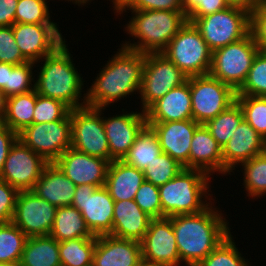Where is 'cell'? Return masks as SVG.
Returning <instances> with one entry per match:
<instances>
[{
    "mask_svg": "<svg viewBox=\"0 0 266 266\" xmlns=\"http://www.w3.org/2000/svg\"><path fill=\"white\" fill-rule=\"evenodd\" d=\"M212 202L201 212L171 217L181 263L197 266L230 232L229 222Z\"/></svg>",
    "mask_w": 266,
    "mask_h": 266,
    "instance_id": "cell-1",
    "label": "cell"
},
{
    "mask_svg": "<svg viewBox=\"0 0 266 266\" xmlns=\"http://www.w3.org/2000/svg\"><path fill=\"white\" fill-rule=\"evenodd\" d=\"M105 64L86 93V105L106 108L127 95L138 93L141 87L145 53L121 45Z\"/></svg>",
    "mask_w": 266,
    "mask_h": 266,
    "instance_id": "cell-2",
    "label": "cell"
},
{
    "mask_svg": "<svg viewBox=\"0 0 266 266\" xmlns=\"http://www.w3.org/2000/svg\"><path fill=\"white\" fill-rule=\"evenodd\" d=\"M65 42L41 61L36 62L37 64L44 61V64L40 67L38 78L35 80V91L41 96L60 100L71 109H75L86 106V93L81 98L85 81L74 66Z\"/></svg>",
    "mask_w": 266,
    "mask_h": 266,
    "instance_id": "cell-3",
    "label": "cell"
},
{
    "mask_svg": "<svg viewBox=\"0 0 266 266\" xmlns=\"http://www.w3.org/2000/svg\"><path fill=\"white\" fill-rule=\"evenodd\" d=\"M125 29L137 42L127 41L123 47L141 53L162 52L188 21L184 11L131 10Z\"/></svg>",
    "mask_w": 266,
    "mask_h": 266,
    "instance_id": "cell-4",
    "label": "cell"
},
{
    "mask_svg": "<svg viewBox=\"0 0 266 266\" xmlns=\"http://www.w3.org/2000/svg\"><path fill=\"white\" fill-rule=\"evenodd\" d=\"M209 176L199 169L184 168L172 180L159 186L162 218L203 211L210 204L206 200H214L208 198L209 180L212 179Z\"/></svg>",
    "mask_w": 266,
    "mask_h": 266,
    "instance_id": "cell-5",
    "label": "cell"
},
{
    "mask_svg": "<svg viewBox=\"0 0 266 266\" xmlns=\"http://www.w3.org/2000/svg\"><path fill=\"white\" fill-rule=\"evenodd\" d=\"M212 50L191 22H186L162 51L187 77L208 75Z\"/></svg>",
    "mask_w": 266,
    "mask_h": 266,
    "instance_id": "cell-6",
    "label": "cell"
},
{
    "mask_svg": "<svg viewBox=\"0 0 266 266\" xmlns=\"http://www.w3.org/2000/svg\"><path fill=\"white\" fill-rule=\"evenodd\" d=\"M199 30L209 48L214 51L237 42L250 33V12L229 6L200 18H187Z\"/></svg>",
    "mask_w": 266,
    "mask_h": 266,
    "instance_id": "cell-7",
    "label": "cell"
},
{
    "mask_svg": "<svg viewBox=\"0 0 266 266\" xmlns=\"http://www.w3.org/2000/svg\"><path fill=\"white\" fill-rule=\"evenodd\" d=\"M259 51L249 33L243 39L212 52L209 75L237 91L243 85Z\"/></svg>",
    "mask_w": 266,
    "mask_h": 266,
    "instance_id": "cell-8",
    "label": "cell"
},
{
    "mask_svg": "<svg viewBox=\"0 0 266 266\" xmlns=\"http://www.w3.org/2000/svg\"><path fill=\"white\" fill-rule=\"evenodd\" d=\"M188 77L162 52L145 53L139 94L145 112L171 89L186 83Z\"/></svg>",
    "mask_w": 266,
    "mask_h": 266,
    "instance_id": "cell-9",
    "label": "cell"
},
{
    "mask_svg": "<svg viewBox=\"0 0 266 266\" xmlns=\"http://www.w3.org/2000/svg\"><path fill=\"white\" fill-rule=\"evenodd\" d=\"M106 108L83 106L71 109V147L79 152L110 162V150L101 114Z\"/></svg>",
    "mask_w": 266,
    "mask_h": 266,
    "instance_id": "cell-10",
    "label": "cell"
},
{
    "mask_svg": "<svg viewBox=\"0 0 266 266\" xmlns=\"http://www.w3.org/2000/svg\"><path fill=\"white\" fill-rule=\"evenodd\" d=\"M192 119L205 124L236 101V91L211 75L189 77Z\"/></svg>",
    "mask_w": 266,
    "mask_h": 266,
    "instance_id": "cell-11",
    "label": "cell"
},
{
    "mask_svg": "<svg viewBox=\"0 0 266 266\" xmlns=\"http://www.w3.org/2000/svg\"><path fill=\"white\" fill-rule=\"evenodd\" d=\"M18 139L46 162L54 163L72 144L70 114L62 120L33 123L18 133Z\"/></svg>",
    "mask_w": 266,
    "mask_h": 266,
    "instance_id": "cell-12",
    "label": "cell"
},
{
    "mask_svg": "<svg viewBox=\"0 0 266 266\" xmlns=\"http://www.w3.org/2000/svg\"><path fill=\"white\" fill-rule=\"evenodd\" d=\"M72 206L81 212L94 236L112 232L114 200L105 186L77 185Z\"/></svg>",
    "mask_w": 266,
    "mask_h": 266,
    "instance_id": "cell-13",
    "label": "cell"
},
{
    "mask_svg": "<svg viewBox=\"0 0 266 266\" xmlns=\"http://www.w3.org/2000/svg\"><path fill=\"white\" fill-rule=\"evenodd\" d=\"M48 164L19 139L11 146L0 178L18 191L32 190Z\"/></svg>",
    "mask_w": 266,
    "mask_h": 266,
    "instance_id": "cell-14",
    "label": "cell"
},
{
    "mask_svg": "<svg viewBox=\"0 0 266 266\" xmlns=\"http://www.w3.org/2000/svg\"><path fill=\"white\" fill-rule=\"evenodd\" d=\"M140 244L143 263L159 266H180L181 261L171 217L151 219Z\"/></svg>",
    "mask_w": 266,
    "mask_h": 266,
    "instance_id": "cell-15",
    "label": "cell"
},
{
    "mask_svg": "<svg viewBox=\"0 0 266 266\" xmlns=\"http://www.w3.org/2000/svg\"><path fill=\"white\" fill-rule=\"evenodd\" d=\"M56 209L32 190L19 191L12 222L28 238L49 235Z\"/></svg>",
    "mask_w": 266,
    "mask_h": 266,
    "instance_id": "cell-16",
    "label": "cell"
},
{
    "mask_svg": "<svg viewBox=\"0 0 266 266\" xmlns=\"http://www.w3.org/2000/svg\"><path fill=\"white\" fill-rule=\"evenodd\" d=\"M12 29L21 54L35 63L65 41L57 24L14 23Z\"/></svg>",
    "mask_w": 266,
    "mask_h": 266,
    "instance_id": "cell-17",
    "label": "cell"
},
{
    "mask_svg": "<svg viewBox=\"0 0 266 266\" xmlns=\"http://www.w3.org/2000/svg\"><path fill=\"white\" fill-rule=\"evenodd\" d=\"M103 124L110 150V163L122 160L135 142L137 136L147 126L145 112L124 113L105 118Z\"/></svg>",
    "mask_w": 266,
    "mask_h": 266,
    "instance_id": "cell-18",
    "label": "cell"
},
{
    "mask_svg": "<svg viewBox=\"0 0 266 266\" xmlns=\"http://www.w3.org/2000/svg\"><path fill=\"white\" fill-rule=\"evenodd\" d=\"M54 163L76 186L89 184L97 187L105 185L110 164L108 160L90 156L72 147L66 150Z\"/></svg>",
    "mask_w": 266,
    "mask_h": 266,
    "instance_id": "cell-19",
    "label": "cell"
},
{
    "mask_svg": "<svg viewBox=\"0 0 266 266\" xmlns=\"http://www.w3.org/2000/svg\"><path fill=\"white\" fill-rule=\"evenodd\" d=\"M200 124L194 120L147 123L157 134L161 150L189 169V153L193 134Z\"/></svg>",
    "mask_w": 266,
    "mask_h": 266,
    "instance_id": "cell-20",
    "label": "cell"
},
{
    "mask_svg": "<svg viewBox=\"0 0 266 266\" xmlns=\"http://www.w3.org/2000/svg\"><path fill=\"white\" fill-rule=\"evenodd\" d=\"M142 263L139 241L112 235L96 236L92 266H140Z\"/></svg>",
    "mask_w": 266,
    "mask_h": 266,
    "instance_id": "cell-21",
    "label": "cell"
},
{
    "mask_svg": "<svg viewBox=\"0 0 266 266\" xmlns=\"http://www.w3.org/2000/svg\"><path fill=\"white\" fill-rule=\"evenodd\" d=\"M265 140L245 121L222 148L223 174L264 152Z\"/></svg>",
    "mask_w": 266,
    "mask_h": 266,
    "instance_id": "cell-22",
    "label": "cell"
},
{
    "mask_svg": "<svg viewBox=\"0 0 266 266\" xmlns=\"http://www.w3.org/2000/svg\"><path fill=\"white\" fill-rule=\"evenodd\" d=\"M145 115L147 123L193 120L189 77L186 83L155 101Z\"/></svg>",
    "mask_w": 266,
    "mask_h": 266,
    "instance_id": "cell-23",
    "label": "cell"
},
{
    "mask_svg": "<svg viewBox=\"0 0 266 266\" xmlns=\"http://www.w3.org/2000/svg\"><path fill=\"white\" fill-rule=\"evenodd\" d=\"M151 219L134 200L114 201L113 227L109 235L140 242Z\"/></svg>",
    "mask_w": 266,
    "mask_h": 266,
    "instance_id": "cell-24",
    "label": "cell"
},
{
    "mask_svg": "<svg viewBox=\"0 0 266 266\" xmlns=\"http://www.w3.org/2000/svg\"><path fill=\"white\" fill-rule=\"evenodd\" d=\"M189 169H199L209 175L215 172L223 175L222 148L204 124H200L193 134Z\"/></svg>",
    "mask_w": 266,
    "mask_h": 266,
    "instance_id": "cell-25",
    "label": "cell"
},
{
    "mask_svg": "<svg viewBox=\"0 0 266 266\" xmlns=\"http://www.w3.org/2000/svg\"><path fill=\"white\" fill-rule=\"evenodd\" d=\"M75 187L55 163H48L32 191L58 208L72 205Z\"/></svg>",
    "mask_w": 266,
    "mask_h": 266,
    "instance_id": "cell-26",
    "label": "cell"
},
{
    "mask_svg": "<svg viewBox=\"0 0 266 266\" xmlns=\"http://www.w3.org/2000/svg\"><path fill=\"white\" fill-rule=\"evenodd\" d=\"M144 181L142 170L122 160H113L109 164L104 186L114 201L134 200L137 190Z\"/></svg>",
    "mask_w": 266,
    "mask_h": 266,
    "instance_id": "cell-27",
    "label": "cell"
},
{
    "mask_svg": "<svg viewBox=\"0 0 266 266\" xmlns=\"http://www.w3.org/2000/svg\"><path fill=\"white\" fill-rule=\"evenodd\" d=\"M36 100L35 89L28 93L5 98L0 122L17 134L20 133L24 128L33 124Z\"/></svg>",
    "mask_w": 266,
    "mask_h": 266,
    "instance_id": "cell-28",
    "label": "cell"
},
{
    "mask_svg": "<svg viewBox=\"0 0 266 266\" xmlns=\"http://www.w3.org/2000/svg\"><path fill=\"white\" fill-rule=\"evenodd\" d=\"M19 266H61L59 242L51 235L27 238Z\"/></svg>",
    "mask_w": 266,
    "mask_h": 266,
    "instance_id": "cell-29",
    "label": "cell"
},
{
    "mask_svg": "<svg viewBox=\"0 0 266 266\" xmlns=\"http://www.w3.org/2000/svg\"><path fill=\"white\" fill-rule=\"evenodd\" d=\"M58 242L92 238L94 235L87 227L81 212L74 206H63L56 209L53 227L49 233Z\"/></svg>",
    "mask_w": 266,
    "mask_h": 266,
    "instance_id": "cell-30",
    "label": "cell"
},
{
    "mask_svg": "<svg viewBox=\"0 0 266 266\" xmlns=\"http://www.w3.org/2000/svg\"><path fill=\"white\" fill-rule=\"evenodd\" d=\"M161 152L157 134L150 126H146L122 161L143 171Z\"/></svg>",
    "mask_w": 266,
    "mask_h": 266,
    "instance_id": "cell-31",
    "label": "cell"
},
{
    "mask_svg": "<svg viewBox=\"0 0 266 266\" xmlns=\"http://www.w3.org/2000/svg\"><path fill=\"white\" fill-rule=\"evenodd\" d=\"M244 120L242 109L237 101L222 111L204 125L209 130L212 137L223 148L231 139L237 127Z\"/></svg>",
    "mask_w": 266,
    "mask_h": 266,
    "instance_id": "cell-32",
    "label": "cell"
},
{
    "mask_svg": "<svg viewBox=\"0 0 266 266\" xmlns=\"http://www.w3.org/2000/svg\"><path fill=\"white\" fill-rule=\"evenodd\" d=\"M96 236L59 242L61 266H92Z\"/></svg>",
    "mask_w": 266,
    "mask_h": 266,
    "instance_id": "cell-33",
    "label": "cell"
},
{
    "mask_svg": "<svg viewBox=\"0 0 266 266\" xmlns=\"http://www.w3.org/2000/svg\"><path fill=\"white\" fill-rule=\"evenodd\" d=\"M27 236L13 223H0V263H20Z\"/></svg>",
    "mask_w": 266,
    "mask_h": 266,
    "instance_id": "cell-34",
    "label": "cell"
},
{
    "mask_svg": "<svg viewBox=\"0 0 266 266\" xmlns=\"http://www.w3.org/2000/svg\"><path fill=\"white\" fill-rule=\"evenodd\" d=\"M241 166H243V186L248 193L247 196L260 198L266 195V153L256 155Z\"/></svg>",
    "mask_w": 266,
    "mask_h": 266,
    "instance_id": "cell-35",
    "label": "cell"
},
{
    "mask_svg": "<svg viewBox=\"0 0 266 266\" xmlns=\"http://www.w3.org/2000/svg\"><path fill=\"white\" fill-rule=\"evenodd\" d=\"M244 120L266 140V97L236 95Z\"/></svg>",
    "mask_w": 266,
    "mask_h": 266,
    "instance_id": "cell-36",
    "label": "cell"
},
{
    "mask_svg": "<svg viewBox=\"0 0 266 266\" xmlns=\"http://www.w3.org/2000/svg\"><path fill=\"white\" fill-rule=\"evenodd\" d=\"M184 167L167 153L161 152L143 170L146 181L155 186H162L177 176Z\"/></svg>",
    "mask_w": 266,
    "mask_h": 266,
    "instance_id": "cell-37",
    "label": "cell"
},
{
    "mask_svg": "<svg viewBox=\"0 0 266 266\" xmlns=\"http://www.w3.org/2000/svg\"><path fill=\"white\" fill-rule=\"evenodd\" d=\"M235 244L230 234L197 266H251Z\"/></svg>",
    "mask_w": 266,
    "mask_h": 266,
    "instance_id": "cell-38",
    "label": "cell"
},
{
    "mask_svg": "<svg viewBox=\"0 0 266 266\" xmlns=\"http://www.w3.org/2000/svg\"><path fill=\"white\" fill-rule=\"evenodd\" d=\"M237 95L266 97V52L259 51Z\"/></svg>",
    "mask_w": 266,
    "mask_h": 266,
    "instance_id": "cell-39",
    "label": "cell"
},
{
    "mask_svg": "<svg viewBox=\"0 0 266 266\" xmlns=\"http://www.w3.org/2000/svg\"><path fill=\"white\" fill-rule=\"evenodd\" d=\"M47 0H19L15 13V23L57 24L51 22Z\"/></svg>",
    "mask_w": 266,
    "mask_h": 266,
    "instance_id": "cell-40",
    "label": "cell"
},
{
    "mask_svg": "<svg viewBox=\"0 0 266 266\" xmlns=\"http://www.w3.org/2000/svg\"><path fill=\"white\" fill-rule=\"evenodd\" d=\"M71 108L60 100L37 94L33 123H49L65 119Z\"/></svg>",
    "mask_w": 266,
    "mask_h": 266,
    "instance_id": "cell-41",
    "label": "cell"
},
{
    "mask_svg": "<svg viewBox=\"0 0 266 266\" xmlns=\"http://www.w3.org/2000/svg\"><path fill=\"white\" fill-rule=\"evenodd\" d=\"M35 62L27 61L26 63L15 65L11 71H8L7 78V97L28 93L35 89L33 77V66Z\"/></svg>",
    "mask_w": 266,
    "mask_h": 266,
    "instance_id": "cell-42",
    "label": "cell"
},
{
    "mask_svg": "<svg viewBox=\"0 0 266 266\" xmlns=\"http://www.w3.org/2000/svg\"><path fill=\"white\" fill-rule=\"evenodd\" d=\"M134 201L152 219L162 218V207L158 186L145 180L137 190Z\"/></svg>",
    "mask_w": 266,
    "mask_h": 266,
    "instance_id": "cell-43",
    "label": "cell"
},
{
    "mask_svg": "<svg viewBox=\"0 0 266 266\" xmlns=\"http://www.w3.org/2000/svg\"><path fill=\"white\" fill-rule=\"evenodd\" d=\"M28 60L15 42L12 26L0 27V62L20 65Z\"/></svg>",
    "mask_w": 266,
    "mask_h": 266,
    "instance_id": "cell-44",
    "label": "cell"
},
{
    "mask_svg": "<svg viewBox=\"0 0 266 266\" xmlns=\"http://www.w3.org/2000/svg\"><path fill=\"white\" fill-rule=\"evenodd\" d=\"M187 18H200L221 11L230 5L226 0H182Z\"/></svg>",
    "mask_w": 266,
    "mask_h": 266,
    "instance_id": "cell-45",
    "label": "cell"
},
{
    "mask_svg": "<svg viewBox=\"0 0 266 266\" xmlns=\"http://www.w3.org/2000/svg\"><path fill=\"white\" fill-rule=\"evenodd\" d=\"M250 33L258 48L266 52V0L250 12Z\"/></svg>",
    "mask_w": 266,
    "mask_h": 266,
    "instance_id": "cell-46",
    "label": "cell"
},
{
    "mask_svg": "<svg viewBox=\"0 0 266 266\" xmlns=\"http://www.w3.org/2000/svg\"><path fill=\"white\" fill-rule=\"evenodd\" d=\"M19 191L0 178V223L12 222Z\"/></svg>",
    "mask_w": 266,
    "mask_h": 266,
    "instance_id": "cell-47",
    "label": "cell"
},
{
    "mask_svg": "<svg viewBox=\"0 0 266 266\" xmlns=\"http://www.w3.org/2000/svg\"><path fill=\"white\" fill-rule=\"evenodd\" d=\"M126 10H169L184 11L182 0H133L120 14Z\"/></svg>",
    "mask_w": 266,
    "mask_h": 266,
    "instance_id": "cell-48",
    "label": "cell"
},
{
    "mask_svg": "<svg viewBox=\"0 0 266 266\" xmlns=\"http://www.w3.org/2000/svg\"><path fill=\"white\" fill-rule=\"evenodd\" d=\"M18 139V134L0 122V172L4 167L11 146Z\"/></svg>",
    "mask_w": 266,
    "mask_h": 266,
    "instance_id": "cell-49",
    "label": "cell"
},
{
    "mask_svg": "<svg viewBox=\"0 0 266 266\" xmlns=\"http://www.w3.org/2000/svg\"><path fill=\"white\" fill-rule=\"evenodd\" d=\"M19 0H0V27L12 26Z\"/></svg>",
    "mask_w": 266,
    "mask_h": 266,
    "instance_id": "cell-50",
    "label": "cell"
},
{
    "mask_svg": "<svg viewBox=\"0 0 266 266\" xmlns=\"http://www.w3.org/2000/svg\"><path fill=\"white\" fill-rule=\"evenodd\" d=\"M15 65L0 62V93L3 99L7 98V78L8 71H11Z\"/></svg>",
    "mask_w": 266,
    "mask_h": 266,
    "instance_id": "cell-51",
    "label": "cell"
},
{
    "mask_svg": "<svg viewBox=\"0 0 266 266\" xmlns=\"http://www.w3.org/2000/svg\"><path fill=\"white\" fill-rule=\"evenodd\" d=\"M263 0H226L230 6L241 7L251 12Z\"/></svg>",
    "mask_w": 266,
    "mask_h": 266,
    "instance_id": "cell-52",
    "label": "cell"
},
{
    "mask_svg": "<svg viewBox=\"0 0 266 266\" xmlns=\"http://www.w3.org/2000/svg\"><path fill=\"white\" fill-rule=\"evenodd\" d=\"M133 0H112L114 11L120 14Z\"/></svg>",
    "mask_w": 266,
    "mask_h": 266,
    "instance_id": "cell-53",
    "label": "cell"
},
{
    "mask_svg": "<svg viewBox=\"0 0 266 266\" xmlns=\"http://www.w3.org/2000/svg\"><path fill=\"white\" fill-rule=\"evenodd\" d=\"M67 1H72L73 3L75 4H78V6L80 5H86L89 1H92V0H67Z\"/></svg>",
    "mask_w": 266,
    "mask_h": 266,
    "instance_id": "cell-54",
    "label": "cell"
},
{
    "mask_svg": "<svg viewBox=\"0 0 266 266\" xmlns=\"http://www.w3.org/2000/svg\"><path fill=\"white\" fill-rule=\"evenodd\" d=\"M3 105H4V99L2 98L1 93H0V121L3 116Z\"/></svg>",
    "mask_w": 266,
    "mask_h": 266,
    "instance_id": "cell-55",
    "label": "cell"
},
{
    "mask_svg": "<svg viewBox=\"0 0 266 266\" xmlns=\"http://www.w3.org/2000/svg\"><path fill=\"white\" fill-rule=\"evenodd\" d=\"M0 266H19V264H17V265H7V264H4V263H0Z\"/></svg>",
    "mask_w": 266,
    "mask_h": 266,
    "instance_id": "cell-56",
    "label": "cell"
},
{
    "mask_svg": "<svg viewBox=\"0 0 266 266\" xmlns=\"http://www.w3.org/2000/svg\"><path fill=\"white\" fill-rule=\"evenodd\" d=\"M140 266H159V265H149V264L142 263Z\"/></svg>",
    "mask_w": 266,
    "mask_h": 266,
    "instance_id": "cell-57",
    "label": "cell"
},
{
    "mask_svg": "<svg viewBox=\"0 0 266 266\" xmlns=\"http://www.w3.org/2000/svg\"><path fill=\"white\" fill-rule=\"evenodd\" d=\"M264 152L266 153V140H265V147H264Z\"/></svg>",
    "mask_w": 266,
    "mask_h": 266,
    "instance_id": "cell-58",
    "label": "cell"
}]
</instances>
